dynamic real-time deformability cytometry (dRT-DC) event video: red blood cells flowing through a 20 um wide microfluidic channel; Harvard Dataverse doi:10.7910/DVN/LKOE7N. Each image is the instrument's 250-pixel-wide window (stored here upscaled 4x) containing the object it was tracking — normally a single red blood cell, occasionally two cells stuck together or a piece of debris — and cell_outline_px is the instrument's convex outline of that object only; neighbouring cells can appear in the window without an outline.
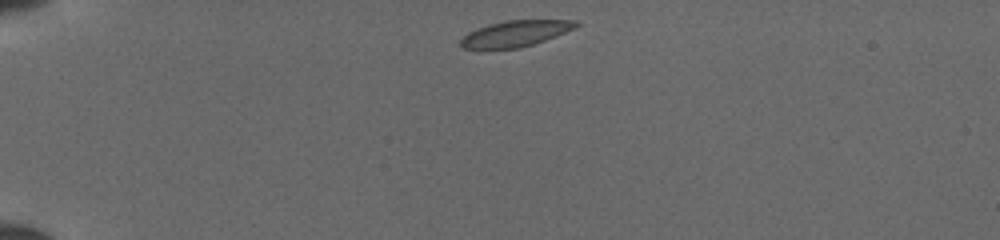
{"species": "common noctule bat (a hibernating species)", "species_latin": "Nyctalus noctula", "temperature_condition": "cold", "stored_images_in_passage": 38, "camera_frame_rate_fps": 3000, "um_per_image_px": 0.085, "animal": {"sex": "female", "body_mass_g": 19.5, "forearm_length_mm": 54.1}, "frame": {"image": 1, "passage_image": 1, "time_ms": 0.0, "image_size_px": [1000, 240], "cell_outline_px": [[580, 24], [576, 28], [544, 40], [520, 48], [464, 48], [460, 44], [460, 40], [468, 32], [476, 28], [488, 24], [508, 20], [576, 20]], "centroid_in_image_um": [43.82, 2.84], "position_along_channel_um": 41.2, "area_um2": 17.28}}
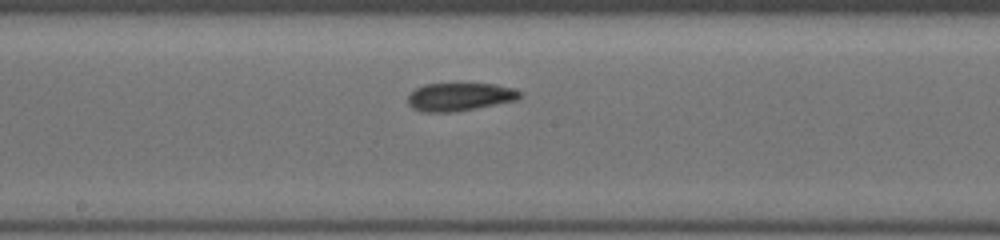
{"frame": {"image": 2, "passage_image": 17, "time_ms": 5.333, "image_size_px": [1000, 240], "cell_outline_px": [[524, 96], [516, 100], [476, 108], [452, 112], [424, 112], [412, 108], [408, 104], [408, 96], [416, 88], [424, 84], [496, 84], [516, 88], [524, 92]], "centroid_in_image_um": [39.13, 8.22], "position_along_channel_um": 209.1, "area_um2": 18.44}}
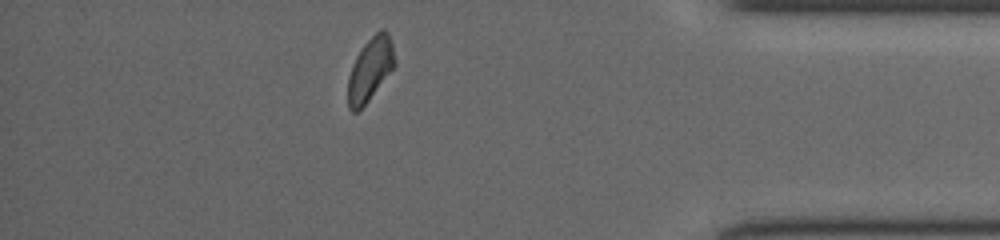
{"frame": {"image": 3, "passage_image": 33, "time_ms": 10.667, "image_size_px": [1000, 240], "cell_outline_px": [[396, 64], [368, 100], [356, 112], [352, 112], [348, 108], [348, 76], [352, 64], [356, 56], [364, 44], [380, 28], [384, 28], [388, 32], [392, 44], [396, 60]], "centroid_in_image_um": [31.46, 5.85], "position_along_channel_um": 403.7, "area_um2": 17.11}}